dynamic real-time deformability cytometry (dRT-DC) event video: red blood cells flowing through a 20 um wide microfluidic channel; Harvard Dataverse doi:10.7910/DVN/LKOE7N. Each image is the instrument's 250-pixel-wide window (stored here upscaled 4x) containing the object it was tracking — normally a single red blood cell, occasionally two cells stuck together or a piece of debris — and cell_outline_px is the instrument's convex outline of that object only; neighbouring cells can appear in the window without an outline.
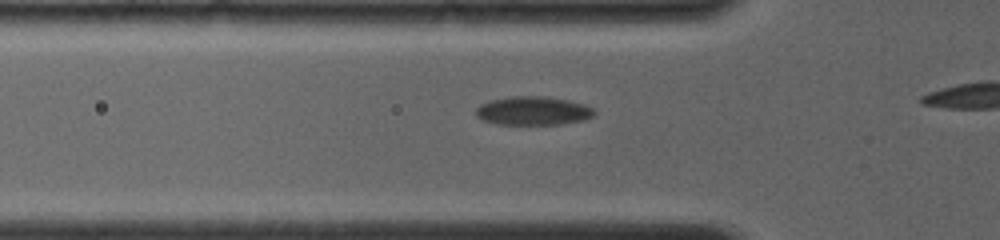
{"species": "common noctule bat (a hibernating species)", "species_latin": "Nyctalus noctula", "temperature_condition": "room temperature", "stored_images_in_passage": 11, "camera_frame_rate_fps": 4000, "um_per_image_px": 0.085, "animal": {"sex": "female", "body_mass_g": 19.0, "forearm_length_mm": 56.7}, "frame": {"image": 1, "passage_image": 8, "time_ms": 2.5, "image_size_px": [1000, 240], "cell_outline_px": [[596, 112], [592, 116], [584, 120], [560, 124], [496, 124], [484, 120], [476, 116], [476, 108], [480, 104], [488, 100], [512, 96], [548, 96], [568, 100], [584, 104], [592, 108]], "centroid_in_image_um": [45.3, 9.41], "position_along_channel_um": 80.5, "area_um2": 19.83}}